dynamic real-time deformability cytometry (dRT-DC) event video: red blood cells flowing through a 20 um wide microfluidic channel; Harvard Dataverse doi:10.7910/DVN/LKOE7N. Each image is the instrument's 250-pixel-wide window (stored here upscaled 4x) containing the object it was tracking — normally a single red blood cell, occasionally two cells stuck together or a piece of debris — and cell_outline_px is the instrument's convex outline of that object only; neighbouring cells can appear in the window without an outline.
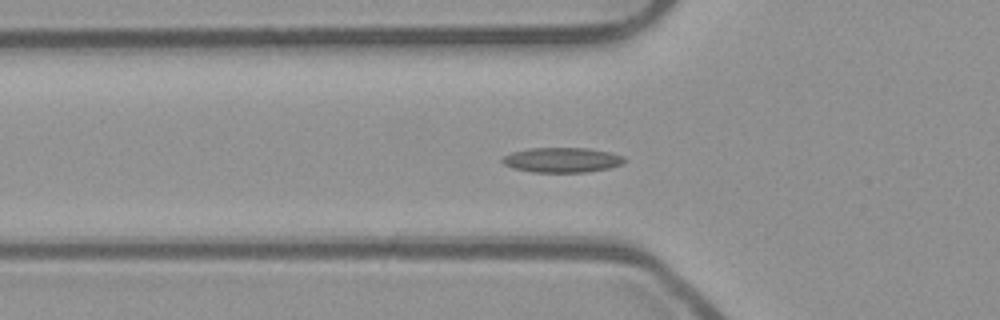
{"species": "common noctule bat (a hibernating species)", "species_latin": "Nyctalus noctula", "temperature_condition": "room temperature", "stored_images_in_passage": 54, "camera_frame_rate_fps": 3000, "um_per_image_px": 0.085, "animal": {"sex": "male", "body_mass_g": 23.1, "forearm_length_mm": 52.7}, "frame": {"image": 1, "passage_image": 18, "time_ms": 5.667, "image_size_px": [1000, 320], "cell_outline_px": [[628, 160], [624, 164], [608, 168], [588, 172], [532, 172], [512, 168], [504, 164], [500, 160], [504, 156], [512, 152], [528, 148], [588, 148], [612, 152], [624, 156]], "centroid_in_image_um": [47.81, 13.59], "position_along_channel_um": 78.0, "area_um2": 17.98}}
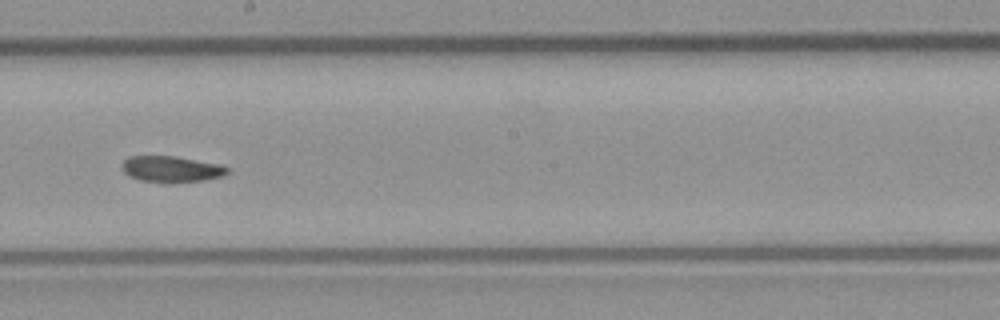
{"frame": {"image": 2, "passage_image": 30, "time_ms": 9.667, "image_size_px": [1000, 320], "cell_outline_px": [[228, 172], [224, 176], [208, 180], [172, 184], [164, 184], [140, 180], [128, 176], [120, 168], [120, 164], [128, 156], [176, 156], [224, 164], [228, 168]], "centroid_in_image_um": [14.58, 14.39], "position_along_channel_um": 233.6, "area_um2": 16.88}}
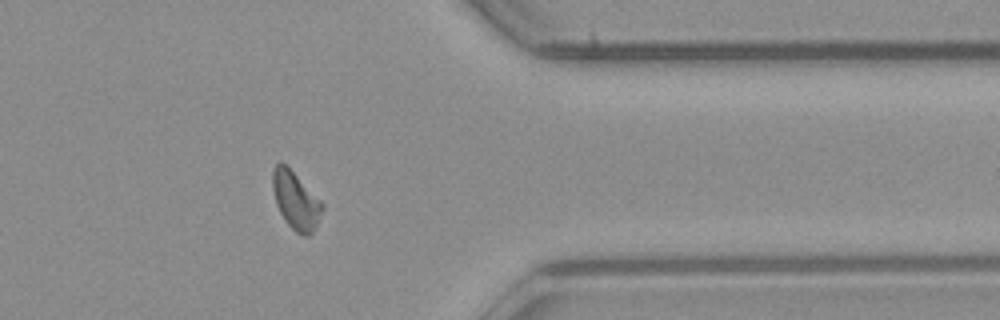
{"frame": {"image": 3, "passage_image": 43, "time_ms": 14.0, "image_size_px": [1000, 320], "cell_outline_px": [[324, 208], [316, 228], [308, 236], [304, 236], [296, 232], [288, 224], [280, 212], [276, 204], [272, 188], [272, 172], [276, 164], [280, 160], [324, 204]], "centroid_in_image_um": [25.14, 17.07], "position_along_channel_um": 386.3, "area_um2": 16.42}, "authors_computed_cell_mechanics": {"area_um2": 16.6753, "velocity_mm_per_s": 3.8607, "shape_relaxation_time_tau1_ms": null, "shape_relaxation_time_tau2_ms": 8.2465, "deformation_change_tau1": null, "deformation_change_tau2": 0.1337}}